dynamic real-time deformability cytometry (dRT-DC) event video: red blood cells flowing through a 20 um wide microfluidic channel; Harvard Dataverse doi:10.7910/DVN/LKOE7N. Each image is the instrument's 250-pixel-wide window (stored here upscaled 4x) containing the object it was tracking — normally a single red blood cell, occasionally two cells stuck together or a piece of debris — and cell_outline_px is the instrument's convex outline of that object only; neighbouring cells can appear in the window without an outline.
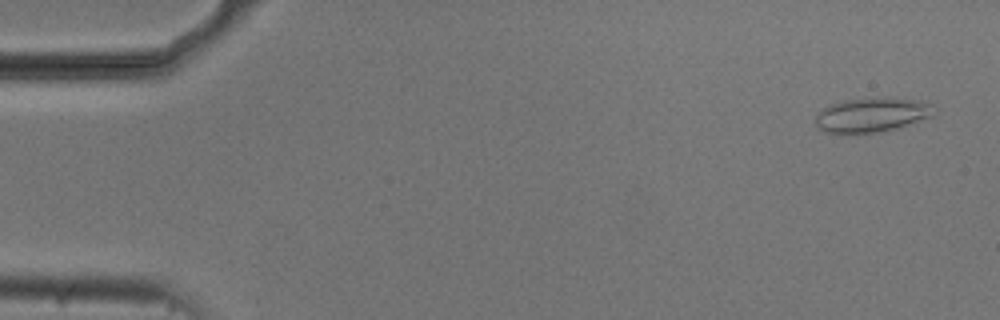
{"species": "common noctule bat (a hibernating species)", "species_latin": "Nyctalus noctula", "temperature_condition": "cold", "stored_images_in_passage": 53, "camera_frame_rate_fps": 3000, "um_per_image_px": 0.085, "animal": {"sex": "male", "body_mass_g": 20.5, "forearm_length_mm": 52.5}, "frame": {"image": 1, "passage_image": 2, "time_ms": 0.333, "image_size_px": [1000, 320], "cell_outline_px": [[936, 112], [932, 116], [900, 128], [884, 132], [824, 132], [816, 124], [816, 116], [828, 104], [844, 100], [888, 96], [892, 96], [920, 100], [932, 104]], "centroid_in_image_um": [74.19, 9.73], "position_along_channel_um": 10.8, "area_um2": 24.1}}
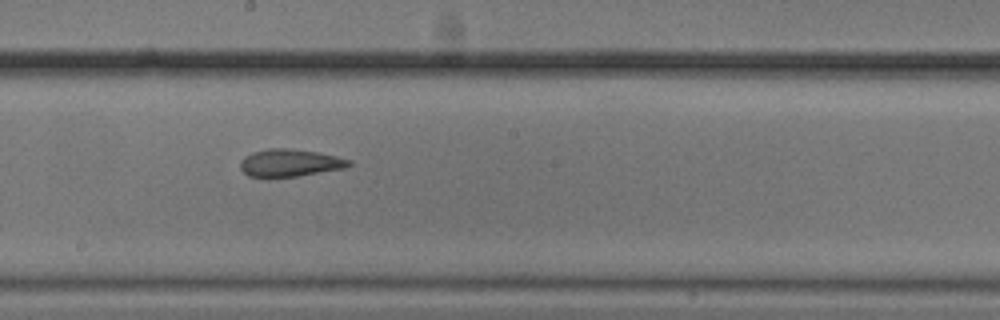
{"frame": {"image": 2, "passage_image": 29, "time_ms": 9.333, "image_size_px": [1000, 320], "cell_outline_px": [[352, 164], [344, 168], [296, 176], [248, 176], [240, 168], [240, 160], [244, 156], [252, 152], [268, 148], [292, 148], [316, 152], [336, 156], [352, 160]], "centroid_in_image_um": [24.63, 13.82], "position_along_channel_um": 223.6, "area_um2": 17.22}}
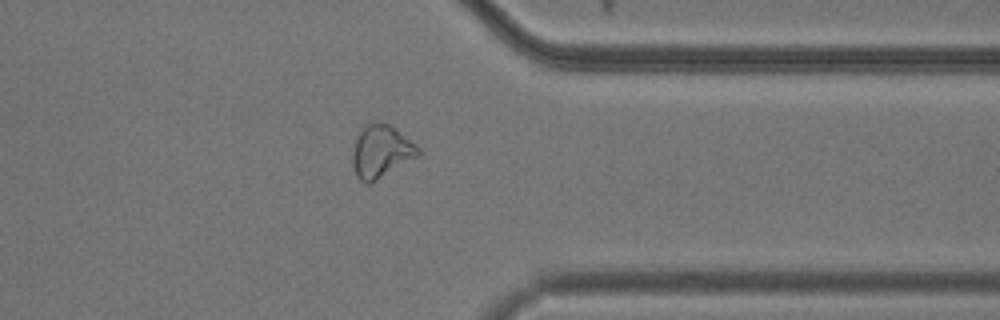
{"frame": {"image": 3, "passage_image": 42, "time_ms": 13.667, "image_size_px": [1000, 320], "cell_outline_px": [[420, 156], [376, 180], [368, 184], [360, 180], [356, 176], [352, 164], [352, 152], [356, 136], [368, 124], [388, 124], [416, 144], [420, 148]], "centroid_in_image_um": [32.39, 12.92], "position_along_channel_um": 379.0, "area_um2": 19.83}, "authors_computed_cell_mechanics": {"area_um2": 20.0566, "velocity_mm_per_s": 3.7378, "shape_relaxation_time_tau1_ms": null, "shape_relaxation_time_tau2_ms": 2.8351, "deformation_change_tau1": null, "deformation_change_tau2": 0.0948}}